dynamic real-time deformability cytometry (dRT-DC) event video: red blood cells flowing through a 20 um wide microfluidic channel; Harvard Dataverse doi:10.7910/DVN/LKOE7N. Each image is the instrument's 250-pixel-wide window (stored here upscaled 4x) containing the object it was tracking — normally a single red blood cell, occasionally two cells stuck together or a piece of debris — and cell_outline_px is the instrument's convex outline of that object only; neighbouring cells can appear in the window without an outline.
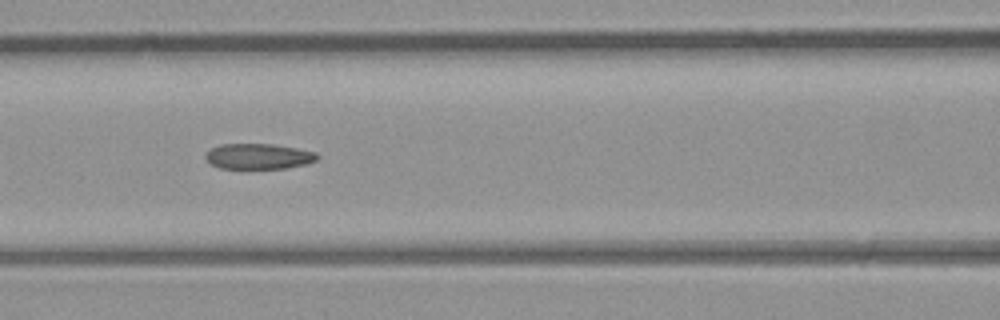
{"species": "common noctule bat (a hibernating species)", "species_latin": "Nyctalus noctula", "temperature_condition": "room temperature", "stored_images_in_passage": 48, "camera_frame_rate_fps": 3000, "um_per_image_px": 0.085, "animal": {"sex": "male", "body_mass_g": 23.1, "forearm_length_mm": 52.7}, "frame": {"image": 1, "passage_image": 21, "time_ms": 6.667, "image_size_px": [1000, 320], "cell_outline_px": [[320, 156], [316, 160], [308, 164], [284, 168], [220, 168], [212, 164], [204, 156], [212, 148], [220, 144], [272, 144], [296, 148], [316, 152]], "centroid_in_image_um": [22.01, 13.28], "position_along_channel_um": 144.6, "area_um2": 16.47}}
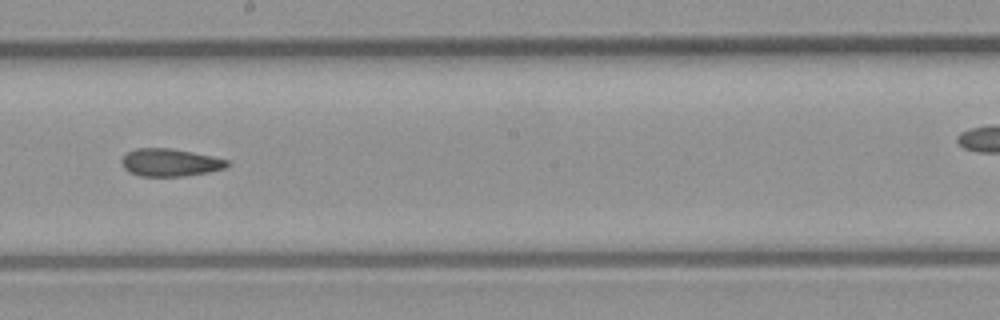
{"frame": {"image": 2, "passage_image": 27, "time_ms": 8.667, "image_size_px": [1000, 320], "cell_outline_px": [[232, 164], [224, 168], [208, 172], [184, 176], [140, 176], [128, 172], [124, 168], [120, 160], [128, 152], [136, 148], [172, 148], [212, 156], [228, 160]], "centroid_in_image_um": [14.45, 13.81], "position_along_channel_um": 233.7, "area_um2": 17.05}}
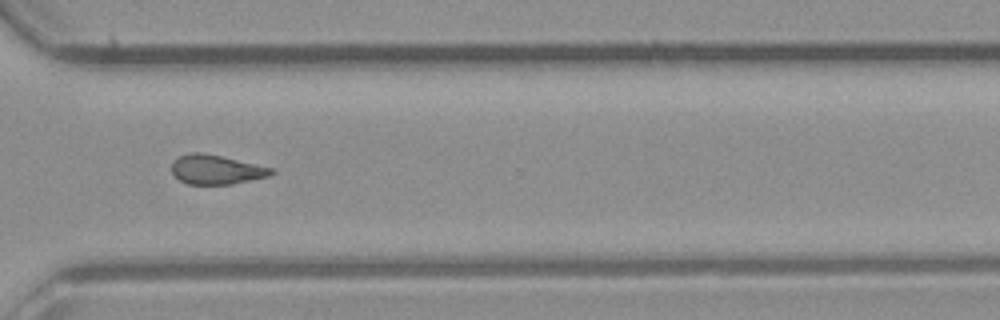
{"frame": {"image": 3, "passage_image": 35, "time_ms": 11.333, "image_size_px": [1000, 320], "cell_outline_px": [[276, 172], [268, 176], [232, 184], [188, 184], [180, 180], [172, 172], [172, 160], [188, 152], [200, 152], [220, 156], [276, 168]], "centroid_in_image_um": [18.4, 14.41], "position_along_channel_um": 352.2, "area_um2": 17.05}}